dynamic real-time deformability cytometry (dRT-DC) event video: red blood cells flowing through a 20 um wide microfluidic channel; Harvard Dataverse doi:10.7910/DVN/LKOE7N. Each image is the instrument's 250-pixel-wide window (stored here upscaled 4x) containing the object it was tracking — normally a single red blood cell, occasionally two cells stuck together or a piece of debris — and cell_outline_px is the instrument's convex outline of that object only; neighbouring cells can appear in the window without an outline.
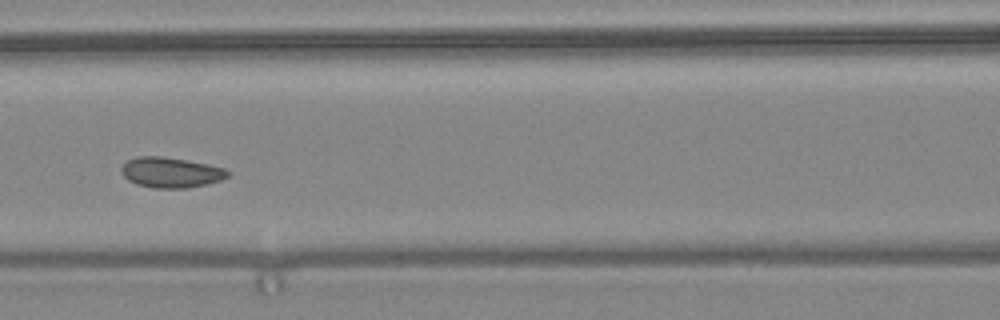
{"species": "common noctule bat (a hibernating species)", "species_latin": "Nyctalus noctula", "temperature_condition": "warm", "stored_images_in_passage": 9, "camera_frame_rate_fps": 3000, "um_per_image_px": 0.085, "animal": {"sex": "female", "body_mass_g": 24.6, "forearm_length_mm": 56.2}, "frame": {"image": 1, "passage_image": 6, "time_ms": 1.667, "image_size_px": [1000, 320], "cell_outline_px": [[228, 176], [220, 180], [208, 184], [188, 188], [152, 188], [136, 184], [128, 180], [124, 176], [120, 168], [128, 160], [136, 156], [160, 156], [208, 164], [224, 168], [228, 172]], "centroid_in_image_um": [14.5, 14.67], "position_along_channel_um": 152.1, "area_um2": 18.73}}
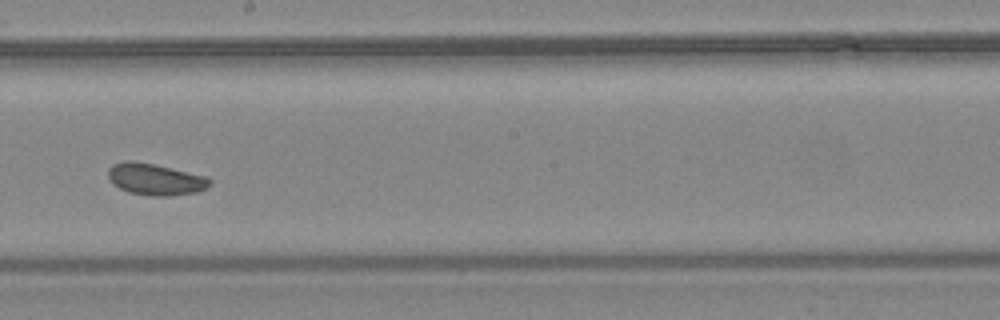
{"frame": {"image": 2, "passage_image": 8, "time_ms": 2.333, "image_size_px": [1000, 320], "cell_outline_px": [[212, 184], [200, 192], [168, 196], [152, 196], [128, 192], [112, 184], [108, 176], [108, 168], [112, 164], [128, 160], [132, 160], [156, 164], [208, 176], [212, 180]], "centroid_in_image_um": [13.24, 15.23], "position_along_channel_um": 235.0, "area_um2": 19.13}}
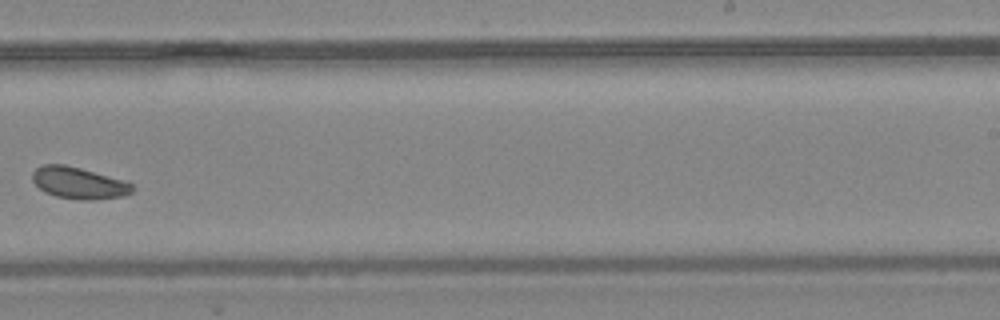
{"frame": {"image": 3, "passage_image": 9, "time_ms": 2.667, "image_size_px": [1000, 320], "cell_outline_px": [[136, 188], [132, 192], [124, 196], [96, 200], [80, 200], [56, 196], [44, 192], [32, 180], [32, 172], [40, 164], [64, 164], [80, 168], [124, 180], [132, 184]], "centroid_in_image_um": [6.7, 15.55], "position_along_channel_um": 282.3, "area_um2": 18.61}}